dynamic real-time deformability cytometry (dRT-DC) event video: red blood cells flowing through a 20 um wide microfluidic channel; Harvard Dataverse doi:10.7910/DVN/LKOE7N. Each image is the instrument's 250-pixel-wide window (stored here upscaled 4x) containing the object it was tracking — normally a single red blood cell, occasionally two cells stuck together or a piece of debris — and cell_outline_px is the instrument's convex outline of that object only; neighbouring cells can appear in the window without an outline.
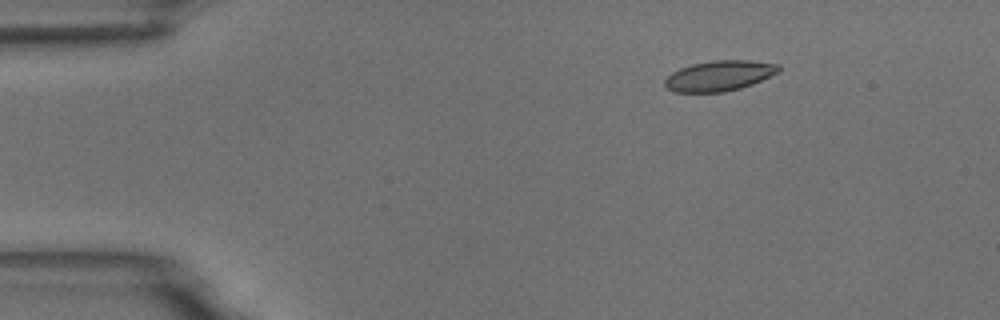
{"species": "common noctule bat (a hibernating species)", "species_latin": "Nyctalus noctula", "temperature_condition": "room temperature", "stored_images_in_passage": 6, "camera_frame_rate_fps": 3000, "um_per_image_px": 0.085, "animal": {"sex": "male", "body_mass_g": 18.8}, "frame": {"image": 1, "passage_image": 3, "time_ms": 2.333, "image_size_px": [1000, 320], "cell_outline_px": [[780, 72], [752, 84], [740, 88], [724, 92], [676, 92], [668, 88], [664, 84], [664, 80], [672, 72], [680, 68], [692, 64], [712, 60], [748, 60], [780, 64]], "centroid_in_image_um": [61.16, 6.43], "position_along_channel_um": 23.8, "area_um2": 20.17}}
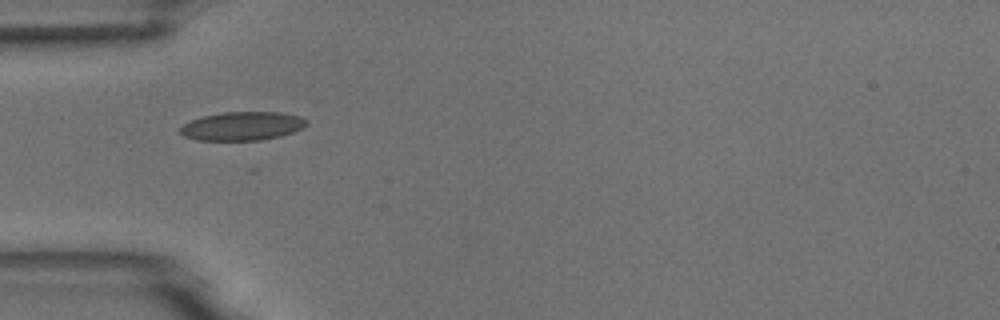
{"frame": {"image": 2, "passage_image": 5, "time_ms": 5.333, "image_size_px": [1000, 320], "cell_outline_px": [[308, 124], [304, 128], [280, 136], [260, 140], [196, 140], [184, 136], [180, 132], [180, 128], [184, 124], [192, 120], [204, 116], [224, 112], [280, 112], [300, 116], [308, 120]], "centroid_in_image_um": [20.63, 10.71], "position_along_channel_um": 64.4, "area_um2": 21.04}}